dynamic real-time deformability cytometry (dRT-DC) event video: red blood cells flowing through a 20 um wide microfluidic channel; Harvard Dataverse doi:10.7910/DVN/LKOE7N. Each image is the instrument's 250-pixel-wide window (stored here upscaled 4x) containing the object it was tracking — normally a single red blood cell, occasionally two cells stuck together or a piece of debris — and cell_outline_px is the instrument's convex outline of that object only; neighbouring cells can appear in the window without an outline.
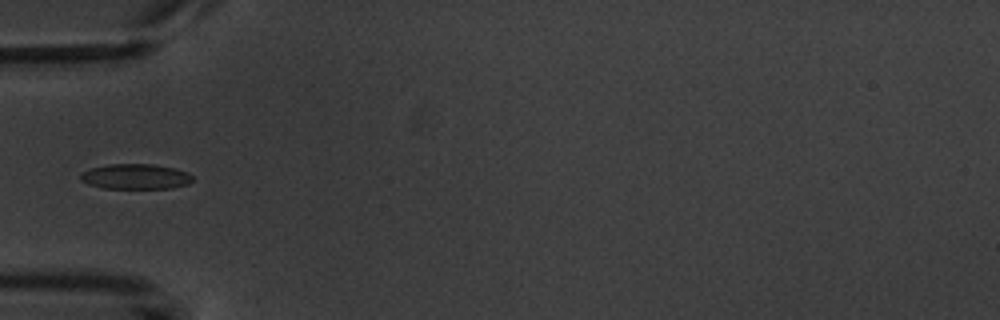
{"species": "common noctule bat (a hibernating species)", "species_latin": "Nyctalus noctula", "temperature_condition": "warm", "stored_images_in_passage": 6, "camera_frame_rate_fps": 3000, "um_per_image_px": 0.085, "animal": {"sex": "male", "body_mass_g": 20.1, "forearm_length_mm": 53.5}, "frame": {"image": 1, "passage_image": 3, "time_ms": 5.667, "image_size_px": [1000, 320], "cell_outline_px": [[192, 180], [188, 184], [172, 188], [104, 188], [88, 184], [80, 180], [80, 172], [92, 168], [108, 164], [156, 164], [176, 168], [188, 172], [192, 176]], "centroid_in_image_um": [11.53, 15.0], "position_along_channel_um": 73.5, "area_um2": 16.59}}
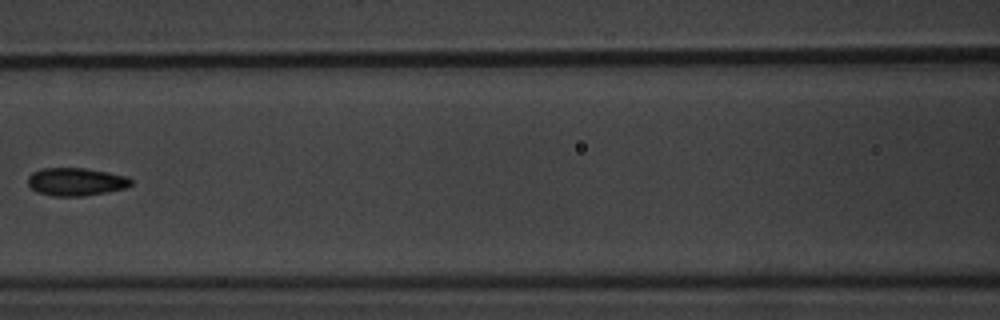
{"frame": {"image": 2, "passage_image": 5, "time_ms": 8.0, "image_size_px": [1000, 320], "cell_outline_px": [[132, 184], [128, 188], [108, 192], [84, 196], [52, 196], [36, 192], [28, 184], [28, 176], [32, 172], [40, 168], [84, 168], [108, 172], [128, 176], [132, 180]], "centroid_in_image_um": [6.47, 15.45], "position_along_channel_um": 160.1, "area_um2": 17.05}}
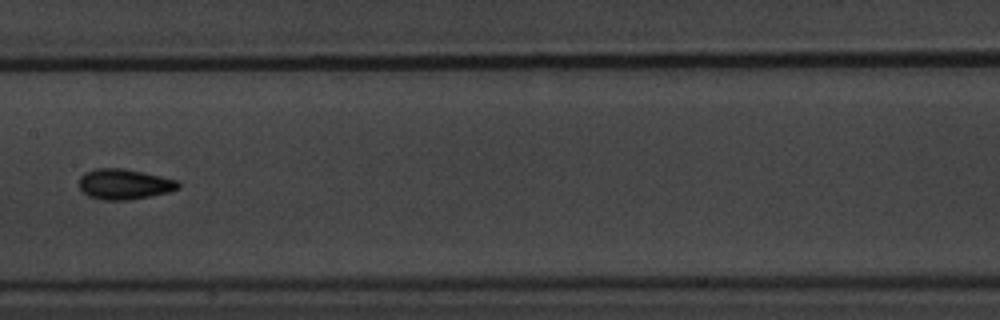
{"frame": {"image": 3, "passage_image": 6, "time_ms": 9.0, "image_size_px": [1000, 320], "cell_outline_px": [[180, 188], [168, 192], [128, 200], [100, 200], [88, 196], [80, 188], [80, 176], [84, 172], [96, 168], [120, 168], [180, 180]], "centroid_in_image_um": [10.56, 15.66], "position_along_channel_um": 196.8, "area_um2": 17.51}}